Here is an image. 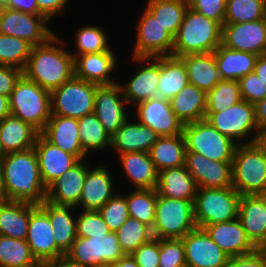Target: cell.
<instances>
[{
    "label": "cell",
    "mask_w": 266,
    "mask_h": 267,
    "mask_svg": "<svg viewBox=\"0 0 266 267\" xmlns=\"http://www.w3.org/2000/svg\"><path fill=\"white\" fill-rule=\"evenodd\" d=\"M266 18V0H227L224 23H245Z\"/></svg>",
    "instance_id": "cell-45"
},
{
    "label": "cell",
    "mask_w": 266,
    "mask_h": 267,
    "mask_svg": "<svg viewBox=\"0 0 266 267\" xmlns=\"http://www.w3.org/2000/svg\"><path fill=\"white\" fill-rule=\"evenodd\" d=\"M187 70L189 83L206 93L220 81V75L214 53L187 54L179 57Z\"/></svg>",
    "instance_id": "cell-32"
},
{
    "label": "cell",
    "mask_w": 266,
    "mask_h": 267,
    "mask_svg": "<svg viewBox=\"0 0 266 267\" xmlns=\"http://www.w3.org/2000/svg\"><path fill=\"white\" fill-rule=\"evenodd\" d=\"M23 75V70L11 66L0 65V95L9 97L16 83Z\"/></svg>",
    "instance_id": "cell-54"
},
{
    "label": "cell",
    "mask_w": 266,
    "mask_h": 267,
    "mask_svg": "<svg viewBox=\"0 0 266 267\" xmlns=\"http://www.w3.org/2000/svg\"><path fill=\"white\" fill-rule=\"evenodd\" d=\"M30 267H44V261H41V262L37 261L34 265H32Z\"/></svg>",
    "instance_id": "cell-65"
},
{
    "label": "cell",
    "mask_w": 266,
    "mask_h": 267,
    "mask_svg": "<svg viewBox=\"0 0 266 267\" xmlns=\"http://www.w3.org/2000/svg\"><path fill=\"white\" fill-rule=\"evenodd\" d=\"M231 163L212 161L201 154L186 152L185 166L198 188L232 187Z\"/></svg>",
    "instance_id": "cell-19"
},
{
    "label": "cell",
    "mask_w": 266,
    "mask_h": 267,
    "mask_svg": "<svg viewBox=\"0 0 266 267\" xmlns=\"http://www.w3.org/2000/svg\"><path fill=\"white\" fill-rule=\"evenodd\" d=\"M149 155L158 173L165 169L184 166L186 144L183 134L159 136L151 146Z\"/></svg>",
    "instance_id": "cell-36"
},
{
    "label": "cell",
    "mask_w": 266,
    "mask_h": 267,
    "mask_svg": "<svg viewBox=\"0 0 266 267\" xmlns=\"http://www.w3.org/2000/svg\"><path fill=\"white\" fill-rule=\"evenodd\" d=\"M205 119L236 144H242L241 140L244 142L251 132L255 133L250 140H246V144L254 143L260 132L255 119V106L245 100L221 112H205Z\"/></svg>",
    "instance_id": "cell-11"
},
{
    "label": "cell",
    "mask_w": 266,
    "mask_h": 267,
    "mask_svg": "<svg viewBox=\"0 0 266 267\" xmlns=\"http://www.w3.org/2000/svg\"><path fill=\"white\" fill-rule=\"evenodd\" d=\"M54 34L46 43L32 47L23 74L52 92L74 76V57ZM58 43V44H57ZM61 43V46H58Z\"/></svg>",
    "instance_id": "cell-2"
},
{
    "label": "cell",
    "mask_w": 266,
    "mask_h": 267,
    "mask_svg": "<svg viewBox=\"0 0 266 267\" xmlns=\"http://www.w3.org/2000/svg\"><path fill=\"white\" fill-rule=\"evenodd\" d=\"M10 114V98L0 95V121Z\"/></svg>",
    "instance_id": "cell-61"
},
{
    "label": "cell",
    "mask_w": 266,
    "mask_h": 267,
    "mask_svg": "<svg viewBox=\"0 0 266 267\" xmlns=\"http://www.w3.org/2000/svg\"><path fill=\"white\" fill-rule=\"evenodd\" d=\"M107 169L102 164L93 169L88 168L77 207L80 206L87 211H98L117 193L113 187V177Z\"/></svg>",
    "instance_id": "cell-26"
},
{
    "label": "cell",
    "mask_w": 266,
    "mask_h": 267,
    "mask_svg": "<svg viewBox=\"0 0 266 267\" xmlns=\"http://www.w3.org/2000/svg\"><path fill=\"white\" fill-rule=\"evenodd\" d=\"M43 15L28 14L0 5V33L18 37L33 47L46 43L54 34Z\"/></svg>",
    "instance_id": "cell-12"
},
{
    "label": "cell",
    "mask_w": 266,
    "mask_h": 267,
    "mask_svg": "<svg viewBox=\"0 0 266 267\" xmlns=\"http://www.w3.org/2000/svg\"><path fill=\"white\" fill-rule=\"evenodd\" d=\"M238 83L242 100L254 105L266 97V84L254 72L243 76Z\"/></svg>",
    "instance_id": "cell-51"
},
{
    "label": "cell",
    "mask_w": 266,
    "mask_h": 267,
    "mask_svg": "<svg viewBox=\"0 0 266 267\" xmlns=\"http://www.w3.org/2000/svg\"><path fill=\"white\" fill-rule=\"evenodd\" d=\"M188 7V0H148L146 9L175 36Z\"/></svg>",
    "instance_id": "cell-40"
},
{
    "label": "cell",
    "mask_w": 266,
    "mask_h": 267,
    "mask_svg": "<svg viewBox=\"0 0 266 267\" xmlns=\"http://www.w3.org/2000/svg\"><path fill=\"white\" fill-rule=\"evenodd\" d=\"M159 267H186L182 239H160Z\"/></svg>",
    "instance_id": "cell-50"
},
{
    "label": "cell",
    "mask_w": 266,
    "mask_h": 267,
    "mask_svg": "<svg viewBox=\"0 0 266 267\" xmlns=\"http://www.w3.org/2000/svg\"><path fill=\"white\" fill-rule=\"evenodd\" d=\"M186 152H195L212 160L232 162L236 144L221 134L206 119L184 124Z\"/></svg>",
    "instance_id": "cell-8"
},
{
    "label": "cell",
    "mask_w": 266,
    "mask_h": 267,
    "mask_svg": "<svg viewBox=\"0 0 266 267\" xmlns=\"http://www.w3.org/2000/svg\"><path fill=\"white\" fill-rule=\"evenodd\" d=\"M222 44V26L188 7L174 36L172 56L213 53Z\"/></svg>",
    "instance_id": "cell-3"
},
{
    "label": "cell",
    "mask_w": 266,
    "mask_h": 267,
    "mask_svg": "<svg viewBox=\"0 0 266 267\" xmlns=\"http://www.w3.org/2000/svg\"><path fill=\"white\" fill-rule=\"evenodd\" d=\"M159 135L150 127L139 123L137 120L131 122L127 119L123 125L111 136L112 150L117 155L126 152H147L157 141Z\"/></svg>",
    "instance_id": "cell-28"
},
{
    "label": "cell",
    "mask_w": 266,
    "mask_h": 267,
    "mask_svg": "<svg viewBox=\"0 0 266 267\" xmlns=\"http://www.w3.org/2000/svg\"><path fill=\"white\" fill-rule=\"evenodd\" d=\"M5 156L4 152H3V148L0 142V160Z\"/></svg>",
    "instance_id": "cell-66"
},
{
    "label": "cell",
    "mask_w": 266,
    "mask_h": 267,
    "mask_svg": "<svg viewBox=\"0 0 266 267\" xmlns=\"http://www.w3.org/2000/svg\"><path fill=\"white\" fill-rule=\"evenodd\" d=\"M222 45L229 49L266 54V18L245 23H224Z\"/></svg>",
    "instance_id": "cell-16"
},
{
    "label": "cell",
    "mask_w": 266,
    "mask_h": 267,
    "mask_svg": "<svg viewBox=\"0 0 266 267\" xmlns=\"http://www.w3.org/2000/svg\"><path fill=\"white\" fill-rule=\"evenodd\" d=\"M136 106V120L153 129L159 136L183 134L184 123L173 112L170 100L156 96Z\"/></svg>",
    "instance_id": "cell-15"
},
{
    "label": "cell",
    "mask_w": 266,
    "mask_h": 267,
    "mask_svg": "<svg viewBox=\"0 0 266 267\" xmlns=\"http://www.w3.org/2000/svg\"><path fill=\"white\" fill-rule=\"evenodd\" d=\"M257 144L262 148L266 155V128L263 130H260L257 139H256Z\"/></svg>",
    "instance_id": "cell-63"
},
{
    "label": "cell",
    "mask_w": 266,
    "mask_h": 267,
    "mask_svg": "<svg viewBox=\"0 0 266 267\" xmlns=\"http://www.w3.org/2000/svg\"><path fill=\"white\" fill-rule=\"evenodd\" d=\"M241 100L238 81L221 80L212 90L207 92L205 112H221Z\"/></svg>",
    "instance_id": "cell-46"
},
{
    "label": "cell",
    "mask_w": 266,
    "mask_h": 267,
    "mask_svg": "<svg viewBox=\"0 0 266 267\" xmlns=\"http://www.w3.org/2000/svg\"><path fill=\"white\" fill-rule=\"evenodd\" d=\"M253 72L266 84V54L257 57Z\"/></svg>",
    "instance_id": "cell-59"
},
{
    "label": "cell",
    "mask_w": 266,
    "mask_h": 267,
    "mask_svg": "<svg viewBox=\"0 0 266 267\" xmlns=\"http://www.w3.org/2000/svg\"><path fill=\"white\" fill-rule=\"evenodd\" d=\"M120 163L135 189H156L158 171L147 152H126L121 155Z\"/></svg>",
    "instance_id": "cell-33"
},
{
    "label": "cell",
    "mask_w": 266,
    "mask_h": 267,
    "mask_svg": "<svg viewBox=\"0 0 266 267\" xmlns=\"http://www.w3.org/2000/svg\"><path fill=\"white\" fill-rule=\"evenodd\" d=\"M126 104L127 101L119 83L97 87L94 113L110 136L129 119L128 111L125 110Z\"/></svg>",
    "instance_id": "cell-17"
},
{
    "label": "cell",
    "mask_w": 266,
    "mask_h": 267,
    "mask_svg": "<svg viewBox=\"0 0 266 267\" xmlns=\"http://www.w3.org/2000/svg\"><path fill=\"white\" fill-rule=\"evenodd\" d=\"M6 2V0H0V5H3Z\"/></svg>",
    "instance_id": "cell-67"
},
{
    "label": "cell",
    "mask_w": 266,
    "mask_h": 267,
    "mask_svg": "<svg viewBox=\"0 0 266 267\" xmlns=\"http://www.w3.org/2000/svg\"><path fill=\"white\" fill-rule=\"evenodd\" d=\"M69 0H37L38 15H43L49 22L53 16L62 14Z\"/></svg>",
    "instance_id": "cell-56"
},
{
    "label": "cell",
    "mask_w": 266,
    "mask_h": 267,
    "mask_svg": "<svg viewBox=\"0 0 266 267\" xmlns=\"http://www.w3.org/2000/svg\"><path fill=\"white\" fill-rule=\"evenodd\" d=\"M26 242L38 262L65 256L56 245L48 215L38 205L30 212Z\"/></svg>",
    "instance_id": "cell-18"
},
{
    "label": "cell",
    "mask_w": 266,
    "mask_h": 267,
    "mask_svg": "<svg viewBox=\"0 0 266 267\" xmlns=\"http://www.w3.org/2000/svg\"><path fill=\"white\" fill-rule=\"evenodd\" d=\"M32 47L23 39L0 33V65L24 70Z\"/></svg>",
    "instance_id": "cell-44"
},
{
    "label": "cell",
    "mask_w": 266,
    "mask_h": 267,
    "mask_svg": "<svg viewBox=\"0 0 266 267\" xmlns=\"http://www.w3.org/2000/svg\"><path fill=\"white\" fill-rule=\"evenodd\" d=\"M189 83L184 62L175 56H160L157 97L171 100Z\"/></svg>",
    "instance_id": "cell-38"
},
{
    "label": "cell",
    "mask_w": 266,
    "mask_h": 267,
    "mask_svg": "<svg viewBox=\"0 0 266 267\" xmlns=\"http://www.w3.org/2000/svg\"><path fill=\"white\" fill-rule=\"evenodd\" d=\"M78 120L79 140L84 152L102 151L111 147V136L104 129L94 112Z\"/></svg>",
    "instance_id": "cell-39"
},
{
    "label": "cell",
    "mask_w": 266,
    "mask_h": 267,
    "mask_svg": "<svg viewBox=\"0 0 266 267\" xmlns=\"http://www.w3.org/2000/svg\"><path fill=\"white\" fill-rule=\"evenodd\" d=\"M124 255L115 232L91 238L76 237L65 253L77 267L112 266Z\"/></svg>",
    "instance_id": "cell-9"
},
{
    "label": "cell",
    "mask_w": 266,
    "mask_h": 267,
    "mask_svg": "<svg viewBox=\"0 0 266 267\" xmlns=\"http://www.w3.org/2000/svg\"><path fill=\"white\" fill-rule=\"evenodd\" d=\"M134 61L142 65L136 70L134 76L126 84H121L123 96L129 104H137L157 96V88L160 76V56L159 57H131ZM153 59V60H152ZM144 63V64H143ZM146 64V65H145Z\"/></svg>",
    "instance_id": "cell-20"
},
{
    "label": "cell",
    "mask_w": 266,
    "mask_h": 267,
    "mask_svg": "<svg viewBox=\"0 0 266 267\" xmlns=\"http://www.w3.org/2000/svg\"><path fill=\"white\" fill-rule=\"evenodd\" d=\"M36 206L26 202L8 200L0 203V235L26 240L30 212Z\"/></svg>",
    "instance_id": "cell-34"
},
{
    "label": "cell",
    "mask_w": 266,
    "mask_h": 267,
    "mask_svg": "<svg viewBox=\"0 0 266 267\" xmlns=\"http://www.w3.org/2000/svg\"><path fill=\"white\" fill-rule=\"evenodd\" d=\"M39 134L30 123L12 114L0 121V142L4 154L33 148Z\"/></svg>",
    "instance_id": "cell-29"
},
{
    "label": "cell",
    "mask_w": 266,
    "mask_h": 267,
    "mask_svg": "<svg viewBox=\"0 0 266 267\" xmlns=\"http://www.w3.org/2000/svg\"><path fill=\"white\" fill-rule=\"evenodd\" d=\"M201 228L230 257L247 255L258 249L247 237L239 218Z\"/></svg>",
    "instance_id": "cell-22"
},
{
    "label": "cell",
    "mask_w": 266,
    "mask_h": 267,
    "mask_svg": "<svg viewBox=\"0 0 266 267\" xmlns=\"http://www.w3.org/2000/svg\"><path fill=\"white\" fill-rule=\"evenodd\" d=\"M255 106V119L259 130L266 128V97L254 104Z\"/></svg>",
    "instance_id": "cell-58"
},
{
    "label": "cell",
    "mask_w": 266,
    "mask_h": 267,
    "mask_svg": "<svg viewBox=\"0 0 266 267\" xmlns=\"http://www.w3.org/2000/svg\"><path fill=\"white\" fill-rule=\"evenodd\" d=\"M3 6L28 14H38L37 0H6Z\"/></svg>",
    "instance_id": "cell-57"
},
{
    "label": "cell",
    "mask_w": 266,
    "mask_h": 267,
    "mask_svg": "<svg viewBox=\"0 0 266 267\" xmlns=\"http://www.w3.org/2000/svg\"><path fill=\"white\" fill-rule=\"evenodd\" d=\"M207 93L188 83L184 89L171 100V108L176 116L184 123L205 119Z\"/></svg>",
    "instance_id": "cell-37"
},
{
    "label": "cell",
    "mask_w": 266,
    "mask_h": 267,
    "mask_svg": "<svg viewBox=\"0 0 266 267\" xmlns=\"http://www.w3.org/2000/svg\"><path fill=\"white\" fill-rule=\"evenodd\" d=\"M109 267H139L131 255L125 254L118 262Z\"/></svg>",
    "instance_id": "cell-62"
},
{
    "label": "cell",
    "mask_w": 266,
    "mask_h": 267,
    "mask_svg": "<svg viewBox=\"0 0 266 267\" xmlns=\"http://www.w3.org/2000/svg\"><path fill=\"white\" fill-rule=\"evenodd\" d=\"M98 86V84L73 76L51 92V115L79 119L94 112Z\"/></svg>",
    "instance_id": "cell-10"
},
{
    "label": "cell",
    "mask_w": 266,
    "mask_h": 267,
    "mask_svg": "<svg viewBox=\"0 0 266 267\" xmlns=\"http://www.w3.org/2000/svg\"><path fill=\"white\" fill-rule=\"evenodd\" d=\"M221 80L238 81L253 72L258 55L229 49L220 44L213 52Z\"/></svg>",
    "instance_id": "cell-35"
},
{
    "label": "cell",
    "mask_w": 266,
    "mask_h": 267,
    "mask_svg": "<svg viewBox=\"0 0 266 267\" xmlns=\"http://www.w3.org/2000/svg\"><path fill=\"white\" fill-rule=\"evenodd\" d=\"M34 149L38 158L40 175L46 187L81 161L77 156L53 145L41 134L36 139Z\"/></svg>",
    "instance_id": "cell-21"
},
{
    "label": "cell",
    "mask_w": 266,
    "mask_h": 267,
    "mask_svg": "<svg viewBox=\"0 0 266 267\" xmlns=\"http://www.w3.org/2000/svg\"><path fill=\"white\" fill-rule=\"evenodd\" d=\"M186 267H227L230 256L197 227L183 238Z\"/></svg>",
    "instance_id": "cell-14"
},
{
    "label": "cell",
    "mask_w": 266,
    "mask_h": 267,
    "mask_svg": "<svg viewBox=\"0 0 266 267\" xmlns=\"http://www.w3.org/2000/svg\"><path fill=\"white\" fill-rule=\"evenodd\" d=\"M115 233L122 251L128 255L154 238L150 226L131 217Z\"/></svg>",
    "instance_id": "cell-43"
},
{
    "label": "cell",
    "mask_w": 266,
    "mask_h": 267,
    "mask_svg": "<svg viewBox=\"0 0 266 267\" xmlns=\"http://www.w3.org/2000/svg\"><path fill=\"white\" fill-rule=\"evenodd\" d=\"M44 267H77L72 261L66 256L45 260Z\"/></svg>",
    "instance_id": "cell-60"
},
{
    "label": "cell",
    "mask_w": 266,
    "mask_h": 267,
    "mask_svg": "<svg viewBox=\"0 0 266 267\" xmlns=\"http://www.w3.org/2000/svg\"><path fill=\"white\" fill-rule=\"evenodd\" d=\"M241 195L233 187L198 188L194 199L197 227L238 218Z\"/></svg>",
    "instance_id": "cell-7"
},
{
    "label": "cell",
    "mask_w": 266,
    "mask_h": 267,
    "mask_svg": "<svg viewBox=\"0 0 266 267\" xmlns=\"http://www.w3.org/2000/svg\"><path fill=\"white\" fill-rule=\"evenodd\" d=\"M197 189L196 182L185 165L158 173L156 192L162 197L194 201Z\"/></svg>",
    "instance_id": "cell-30"
},
{
    "label": "cell",
    "mask_w": 266,
    "mask_h": 267,
    "mask_svg": "<svg viewBox=\"0 0 266 267\" xmlns=\"http://www.w3.org/2000/svg\"><path fill=\"white\" fill-rule=\"evenodd\" d=\"M113 51L110 49L109 51L74 56V76L99 86L118 83L110 78V73L117 66Z\"/></svg>",
    "instance_id": "cell-25"
},
{
    "label": "cell",
    "mask_w": 266,
    "mask_h": 267,
    "mask_svg": "<svg viewBox=\"0 0 266 267\" xmlns=\"http://www.w3.org/2000/svg\"><path fill=\"white\" fill-rule=\"evenodd\" d=\"M227 267H266V250L257 249L247 255L230 257Z\"/></svg>",
    "instance_id": "cell-55"
},
{
    "label": "cell",
    "mask_w": 266,
    "mask_h": 267,
    "mask_svg": "<svg viewBox=\"0 0 266 267\" xmlns=\"http://www.w3.org/2000/svg\"><path fill=\"white\" fill-rule=\"evenodd\" d=\"M6 198L4 196L3 193V189H2V181H1V173H0V203L5 202Z\"/></svg>",
    "instance_id": "cell-64"
},
{
    "label": "cell",
    "mask_w": 266,
    "mask_h": 267,
    "mask_svg": "<svg viewBox=\"0 0 266 267\" xmlns=\"http://www.w3.org/2000/svg\"><path fill=\"white\" fill-rule=\"evenodd\" d=\"M38 206L49 217L56 245L66 253L77 237V217L73 213L76 207L58 206L46 200Z\"/></svg>",
    "instance_id": "cell-31"
},
{
    "label": "cell",
    "mask_w": 266,
    "mask_h": 267,
    "mask_svg": "<svg viewBox=\"0 0 266 267\" xmlns=\"http://www.w3.org/2000/svg\"><path fill=\"white\" fill-rule=\"evenodd\" d=\"M160 239L152 238L142 244L131 256L139 267H159Z\"/></svg>",
    "instance_id": "cell-53"
},
{
    "label": "cell",
    "mask_w": 266,
    "mask_h": 267,
    "mask_svg": "<svg viewBox=\"0 0 266 267\" xmlns=\"http://www.w3.org/2000/svg\"><path fill=\"white\" fill-rule=\"evenodd\" d=\"M227 0H188V6L208 19L224 25Z\"/></svg>",
    "instance_id": "cell-52"
},
{
    "label": "cell",
    "mask_w": 266,
    "mask_h": 267,
    "mask_svg": "<svg viewBox=\"0 0 266 267\" xmlns=\"http://www.w3.org/2000/svg\"><path fill=\"white\" fill-rule=\"evenodd\" d=\"M10 109L12 115L41 132L51 117V92L23 74L11 93Z\"/></svg>",
    "instance_id": "cell-5"
},
{
    "label": "cell",
    "mask_w": 266,
    "mask_h": 267,
    "mask_svg": "<svg viewBox=\"0 0 266 267\" xmlns=\"http://www.w3.org/2000/svg\"><path fill=\"white\" fill-rule=\"evenodd\" d=\"M142 14L132 57L171 56L174 36L146 8Z\"/></svg>",
    "instance_id": "cell-13"
},
{
    "label": "cell",
    "mask_w": 266,
    "mask_h": 267,
    "mask_svg": "<svg viewBox=\"0 0 266 267\" xmlns=\"http://www.w3.org/2000/svg\"><path fill=\"white\" fill-rule=\"evenodd\" d=\"M2 189L6 200L41 205L47 187L42 181L34 147L8 153L0 160Z\"/></svg>",
    "instance_id": "cell-1"
},
{
    "label": "cell",
    "mask_w": 266,
    "mask_h": 267,
    "mask_svg": "<svg viewBox=\"0 0 266 267\" xmlns=\"http://www.w3.org/2000/svg\"><path fill=\"white\" fill-rule=\"evenodd\" d=\"M238 218L250 241L266 250V194L241 195Z\"/></svg>",
    "instance_id": "cell-23"
},
{
    "label": "cell",
    "mask_w": 266,
    "mask_h": 267,
    "mask_svg": "<svg viewBox=\"0 0 266 267\" xmlns=\"http://www.w3.org/2000/svg\"><path fill=\"white\" fill-rule=\"evenodd\" d=\"M231 164L232 187L240 195L266 194V155L257 142L238 144Z\"/></svg>",
    "instance_id": "cell-4"
},
{
    "label": "cell",
    "mask_w": 266,
    "mask_h": 267,
    "mask_svg": "<svg viewBox=\"0 0 266 267\" xmlns=\"http://www.w3.org/2000/svg\"><path fill=\"white\" fill-rule=\"evenodd\" d=\"M36 262L26 240L0 235V267H30Z\"/></svg>",
    "instance_id": "cell-42"
},
{
    "label": "cell",
    "mask_w": 266,
    "mask_h": 267,
    "mask_svg": "<svg viewBox=\"0 0 266 267\" xmlns=\"http://www.w3.org/2000/svg\"><path fill=\"white\" fill-rule=\"evenodd\" d=\"M98 212L111 232H116L130 217L126 197L120 193L109 199Z\"/></svg>",
    "instance_id": "cell-48"
},
{
    "label": "cell",
    "mask_w": 266,
    "mask_h": 267,
    "mask_svg": "<svg viewBox=\"0 0 266 267\" xmlns=\"http://www.w3.org/2000/svg\"><path fill=\"white\" fill-rule=\"evenodd\" d=\"M81 160L73 168L65 171L47 187L46 201L58 206L76 207L79 204L87 170L90 167Z\"/></svg>",
    "instance_id": "cell-24"
},
{
    "label": "cell",
    "mask_w": 266,
    "mask_h": 267,
    "mask_svg": "<svg viewBox=\"0 0 266 267\" xmlns=\"http://www.w3.org/2000/svg\"><path fill=\"white\" fill-rule=\"evenodd\" d=\"M77 237L91 238L111 232L98 211L82 210L77 216Z\"/></svg>",
    "instance_id": "cell-49"
},
{
    "label": "cell",
    "mask_w": 266,
    "mask_h": 267,
    "mask_svg": "<svg viewBox=\"0 0 266 267\" xmlns=\"http://www.w3.org/2000/svg\"><path fill=\"white\" fill-rule=\"evenodd\" d=\"M75 38V53L71 52L72 56H78L88 53H97L103 51H109L108 36L105 31L97 25L82 26L76 32Z\"/></svg>",
    "instance_id": "cell-47"
},
{
    "label": "cell",
    "mask_w": 266,
    "mask_h": 267,
    "mask_svg": "<svg viewBox=\"0 0 266 267\" xmlns=\"http://www.w3.org/2000/svg\"><path fill=\"white\" fill-rule=\"evenodd\" d=\"M78 129V120L76 118L51 115L40 134L63 151L77 156L80 160H84L87 154L81 146Z\"/></svg>",
    "instance_id": "cell-27"
},
{
    "label": "cell",
    "mask_w": 266,
    "mask_h": 267,
    "mask_svg": "<svg viewBox=\"0 0 266 267\" xmlns=\"http://www.w3.org/2000/svg\"><path fill=\"white\" fill-rule=\"evenodd\" d=\"M157 195L156 189H133L126 194L130 217L152 228L155 221Z\"/></svg>",
    "instance_id": "cell-41"
},
{
    "label": "cell",
    "mask_w": 266,
    "mask_h": 267,
    "mask_svg": "<svg viewBox=\"0 0 266 267\" xmlns=\"http://www.w3.org/2000/svg\"><path fill=\"white\" fill-rule=\"evenodd\" d=\"M195 228L197 224L194 216V201L157 195L155 221L152 227L154 238L182 239Z\"/></svg>",
    "instance_id": "cell-6"
}]
</instances>
